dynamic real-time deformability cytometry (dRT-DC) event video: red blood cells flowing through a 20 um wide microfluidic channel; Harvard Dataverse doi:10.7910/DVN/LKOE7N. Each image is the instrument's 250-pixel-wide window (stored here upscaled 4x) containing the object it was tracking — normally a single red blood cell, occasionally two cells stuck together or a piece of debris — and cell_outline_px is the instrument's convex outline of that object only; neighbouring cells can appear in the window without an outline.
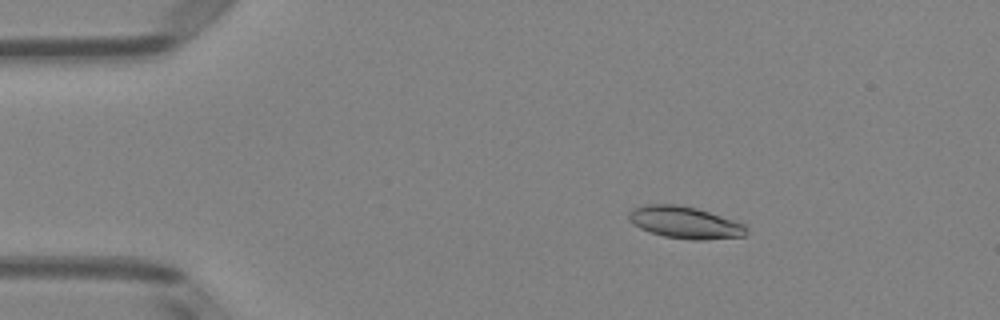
{"species": "Egyptian fruit bat (a non-hibernating species)", "species_latin": "Rousettus aegyptiacus", "temperature_condition": "room temperature", "stored_images_in_passage": 52, "camera_frame_rate_fps": 3000, "um_per_image_px": 0.085, "animal": {"sex": "female"}, "frame": {"image": 1, "passage_image": 9, "time_ms": 2.667, "image_size_px": [1000, 320], "cell_outline_px": [[748, 232], [744, 236], [704, 240], [692, 240], [664, 236], [648, 232], [632, 224], [628, 220], [628, 212], [632, 208], [644, 204], [680, 204], [696, 208], [748, 224]], "centroid_in_image_um": [58.22, 18.9], "position_along_channel_um": 26.8, "area_um2": 22.37}}
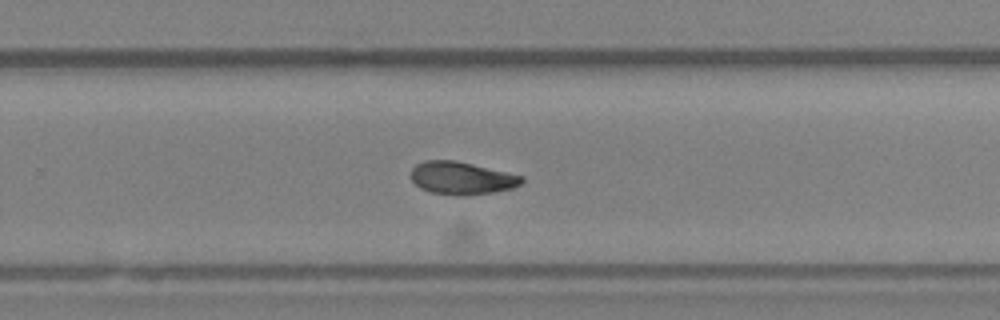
{"frame": {"image": 2, "passage_image": 34, "time_ms": 11.0, "image_size_px": [1000, 320], "cell_outline_px": [[524, 180], [520, 184], [512, 188], [496, 192], [464, 196], [432, 192], [420, 188], [412, 180], [412, 168], [416, 164], [424, 160], [456, 160], [524, 176]], "centroid_in_image_um": [39.26, 15.13], "position_along_channel_um": 290.5, "area_um2": 21.1}}
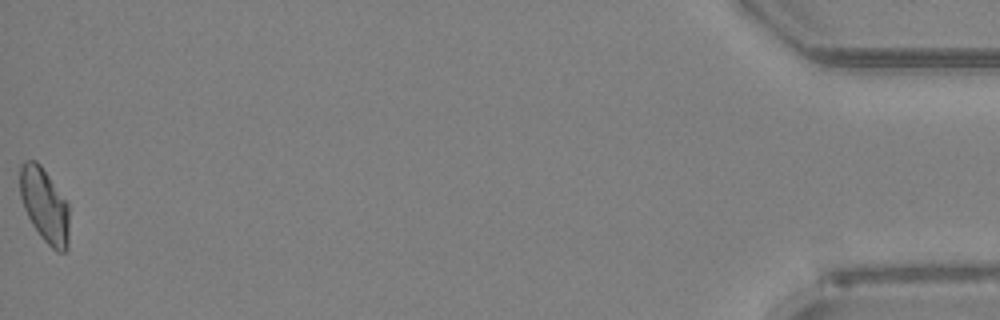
{"frame": {"image": 3, "passage_image": 52, "time_ms": 17.0, "image_size_px": [1000, 320], "cell_outline_px": [[68, 248], [64, 252], [56, 252], [40, 236], [32, 224], [24, 208], [20, 196], [20, 164], [24, 160], [36, 160], [40, 164], [68, 200]], "centroid_in_image_um": [3.8, 17.42], "position_along_channel_um": 431.4, "area_um2": 21.56}, "authors_computed_cell_mechanics": {"area_um2": 21.386, "velocity_mm_per_s": 3.9692, "shape_relaxation_time_tau1_ms": null, "shape_relaxation_time_tau2_ms": 2.8524, "deformation_change_tau1": null, "deformation_change_tau2": 0.0773}}